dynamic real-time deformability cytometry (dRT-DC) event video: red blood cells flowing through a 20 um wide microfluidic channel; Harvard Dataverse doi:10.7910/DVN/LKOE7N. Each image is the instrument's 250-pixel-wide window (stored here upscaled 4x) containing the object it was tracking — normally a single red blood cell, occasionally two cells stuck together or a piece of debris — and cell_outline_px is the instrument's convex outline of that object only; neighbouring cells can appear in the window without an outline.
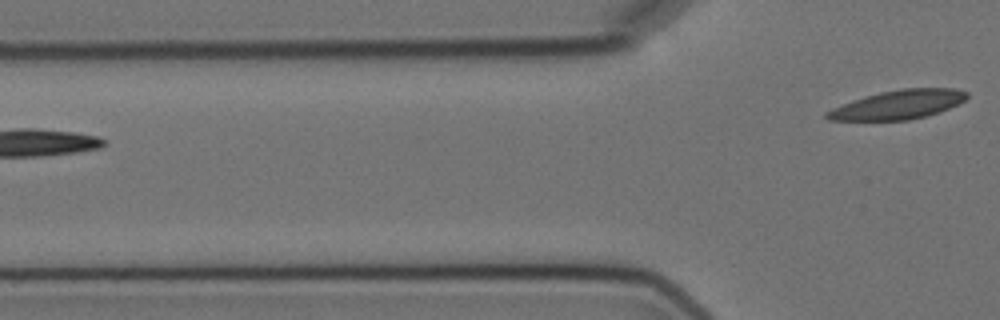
{"species": "Egyptian fruit bat (a non-hibernating species)", "species_latin": "Rousettus aegyptiacus", "temperature_condition": "cold", "stored_images_in_passage": 4, "camera_frame_rate_fps": 3000, "um_per_image_px": 0.085, "animal": {"sex": "female"}, "frame": {"image": 1, "passage_image": 4, "time_ms": 3.667, "image_size_px": [1000, 320], "cell_outline_px": [[968, 96], [964, 100], [948, 108], [924, 116], [908, 120], [828, 120], [824, 116], [824, 112], [832, 108], [880, 92], [900, 88], [956, 88], [968, 92]], "centroid_in_image_um": [76.34, 8.89], "position_along_channel_um": 49.5, "area_um2": 23.24}}